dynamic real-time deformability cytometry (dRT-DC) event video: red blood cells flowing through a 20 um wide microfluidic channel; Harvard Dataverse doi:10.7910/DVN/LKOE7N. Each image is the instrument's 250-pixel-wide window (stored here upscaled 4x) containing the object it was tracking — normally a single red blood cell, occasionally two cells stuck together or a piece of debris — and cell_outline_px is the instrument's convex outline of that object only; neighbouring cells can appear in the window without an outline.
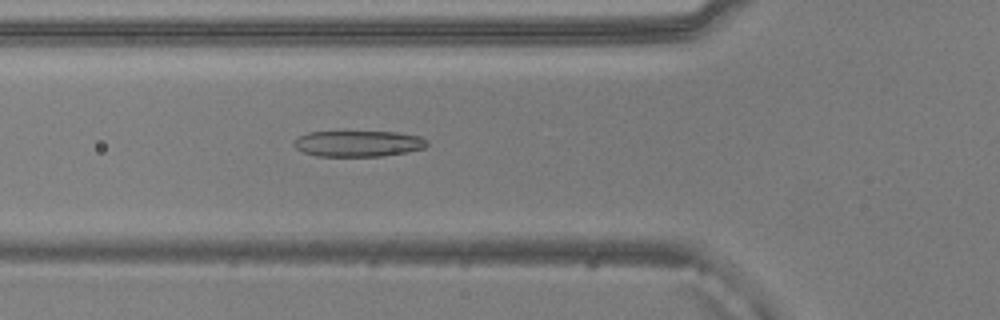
{"species": "common noctule bat (a hibernating species)", "species_latin": "Nyctalus noctula", "temperature_condition": "warm", "stored_images_in_passage": 34, "camera_frame_rate_fps": 3000, "um_per_image_px": 0.085, "animal": {"sex": "male", "body_mass_g": 20.5, "forearm_length_mm": 52.5}, "frame": {"image": 1, "passage_image": 3, "time_ms": 0.667, "image_size_px": [1000, 320], "cell_outline_px": [[428, 144], [424, 148], [408, 152], [380, 156], [316, 156], [304, 152], [296, 148], [292, 144], [292, 140], [308, 132], [344, 128], [396, 132], [420, 136], [428, 140]], "centroid_in_image_um": [30.4, 12.14], "position_along_channel_um": 95.4, "area_um2": 21.5}}
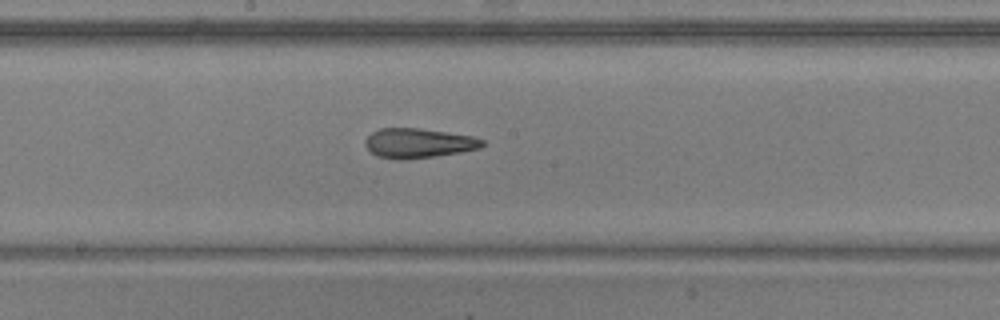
{"frame": {"image": 2, "passage_image": 12, "time_ms": 3.667, "image_size_px": [1000, 320], "cell_outline_px": [[484, 144], [480, 148], [460, 152], [436, 156], [408, 160], [396, 160], [376, 156], [364, 144], [364, 140], [372, 132], [380, 128], [420, 128], [472, 136], [484, 140]], "centroid_in_image_um": [35.54, 12.18], "position_along_channel_um": 212.7, "area_um2": 20.35}}
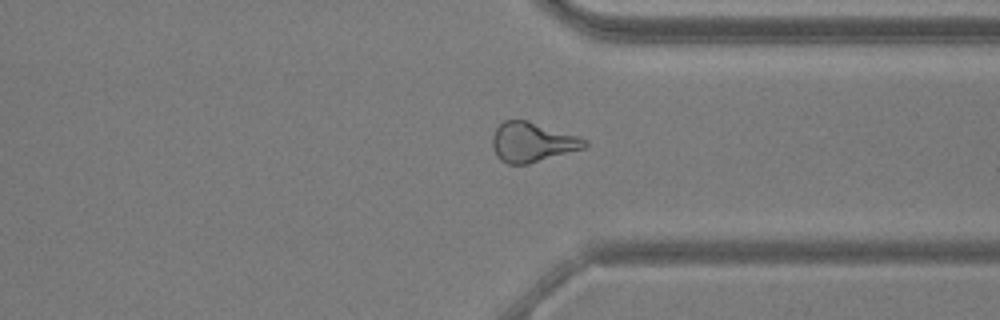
{"frame": {"image": 3, "passage_image": 24, "time_ms": 7.667, "image_size_px": [1000, 320], "cell_outline_px": [[588, 144], [584, 148], [528, 164], [508, 164], [500, 160], [496, 156], [492, 144], [492, 136], [496, 128], [504, 120], [528, 120], [580, 136], [588, 140]], "centroid_in_image_um": [45.25, 12.08], "position_along_channel_um": 366.2, "area_um2": 21.44}}